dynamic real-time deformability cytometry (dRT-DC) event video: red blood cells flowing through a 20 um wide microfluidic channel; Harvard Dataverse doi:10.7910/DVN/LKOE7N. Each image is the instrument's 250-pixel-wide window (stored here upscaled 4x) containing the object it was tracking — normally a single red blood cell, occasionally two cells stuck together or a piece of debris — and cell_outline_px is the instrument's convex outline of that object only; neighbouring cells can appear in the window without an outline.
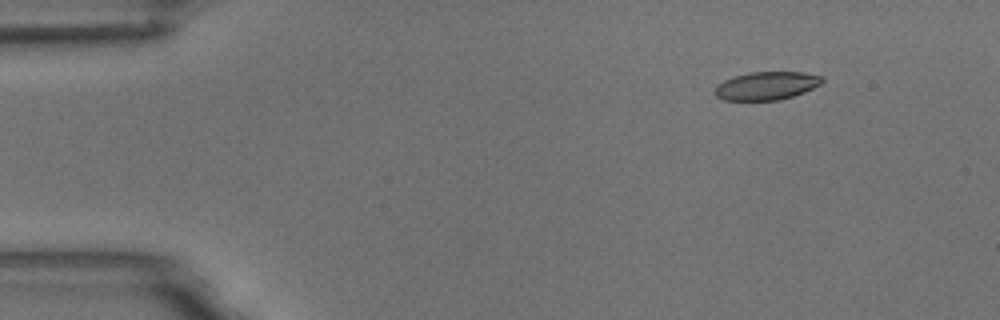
{"species": "common noctule bat (a hibernating species)", "species_latin": "Nyctalus noctula", "temperature_condition": "room temperature", "stored_images_in_passage": 6, "camera_frame_rate_fps": 3000, "um_per_image_px": 0.085, "animal": {"sex": "male", "body_mass_g": 18.8}, "frame": {"image": 1, "passage_image": 2, "time_ms": 2.0, "image_size_px": [1000, 320], "cell_outline_px": [[824, 80], [820, 84], [804, 92], [780, 100], [724, 100], [716, 96], [716, 88], [724, 80], [748, 72], [804, 72], [824, 76]], "centroid_in_image_um": [65.2, 7.28], "position_along_channel_um": 19.8, "area_um2": 17.46}}
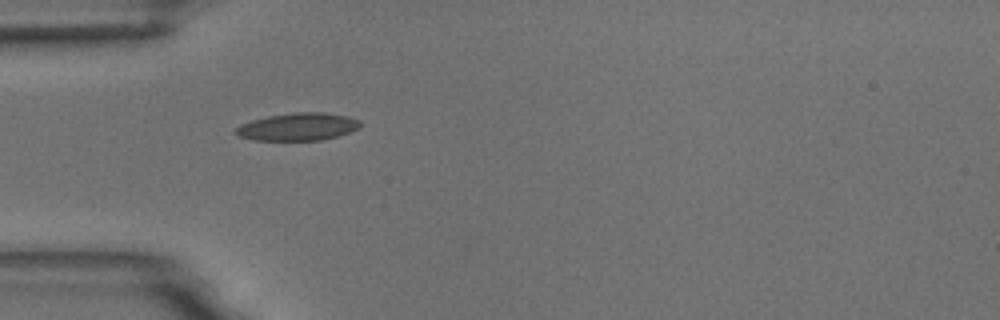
{"frame": {"image": 2, "passage_image": 5, "time_ms": 5.333, "image_size_px": [1000, 320], "cell_outline_px": [[360, 128], [336, 136], [320, 140], [252, 140], [240, 136], [232, 132], [240, 124], [252, 120], [268, 116], [292, 112], [324, 112], [348, 116], [360, 120]], "centroid_in_image_um": [25.3, 10.76], "position_along_channel_um": 59.7, "area_um2": 20.06}}